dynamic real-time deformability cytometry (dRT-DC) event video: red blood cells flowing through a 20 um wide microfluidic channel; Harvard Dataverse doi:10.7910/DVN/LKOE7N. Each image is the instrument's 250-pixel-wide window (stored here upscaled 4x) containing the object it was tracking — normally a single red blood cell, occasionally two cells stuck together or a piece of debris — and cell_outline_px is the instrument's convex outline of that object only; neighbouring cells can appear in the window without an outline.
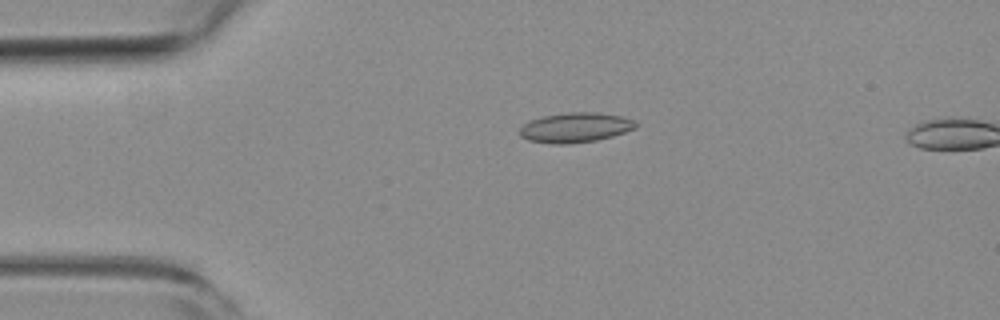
{"species": "common noctule bat (a hibernating species)", "species_latin": "Nyctalus noctula", "temperature_condition": "room temperature", "stored_images_in_passage": 14, "camera_frame_rate_fps": 3000, "um_per_image_px": 0.085, "animal": {"sex": "female", "body_mass_g": 19.3, "forearm_length_mm": 54.1}, "frame": {"image": 1, "passage_image": 12, "time_ms": 3.667, "image_size_px": [1000, 320], "cell_outline_px": [[636, 128], [612, 136], [596, 140], [572, 144], [552, 144], [528, 140], [520, 136], [520, 128], [524, 124], [532, 120], [544, 116], [568, 112], [596, 112], [620, 116], [636, 120]], "centroid_in_image_um": [48.91, 10.85], "position_along_channel_um": 36.1, "area_um2": 20.11}}